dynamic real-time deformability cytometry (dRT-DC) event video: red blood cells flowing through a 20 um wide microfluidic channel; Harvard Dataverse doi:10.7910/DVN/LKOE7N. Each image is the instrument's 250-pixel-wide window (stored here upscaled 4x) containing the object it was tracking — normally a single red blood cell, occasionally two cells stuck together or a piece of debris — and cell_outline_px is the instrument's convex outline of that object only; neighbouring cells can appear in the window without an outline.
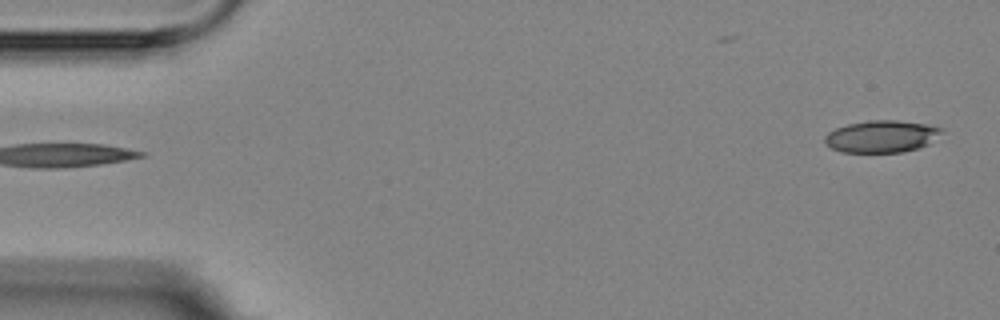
{"species": "Egyptian fruit bat (a non-hibernating species)", "species_latin": "Rousettus aegyptiacus", "temperature_condition": "room temperature", "stored_images_in_passage": 4, "segment_of_instrument_passage": [2, 2], "camera_frame_rate_fps": 3000, "um_per_image_px": 0.085, "animal": {"sex": "female"}, "frame": {"image": 1, "passage_image": 4, "time_ms": 4.333, "image_size_px": [1000, 320], "cell_outline_px": [[944, 132], [928, 144], [920, 148], [900, 152], [840, 152], [824, 144], [824, 136], [828, 132], [836, 128], [848, 124], [868, 120], [896, 120], [924, 124], [944, 128]], "centroid_in_image_um": [74.92, 11.6], "position_along_channel_um": 10.1, "area_um2": 21.96}}